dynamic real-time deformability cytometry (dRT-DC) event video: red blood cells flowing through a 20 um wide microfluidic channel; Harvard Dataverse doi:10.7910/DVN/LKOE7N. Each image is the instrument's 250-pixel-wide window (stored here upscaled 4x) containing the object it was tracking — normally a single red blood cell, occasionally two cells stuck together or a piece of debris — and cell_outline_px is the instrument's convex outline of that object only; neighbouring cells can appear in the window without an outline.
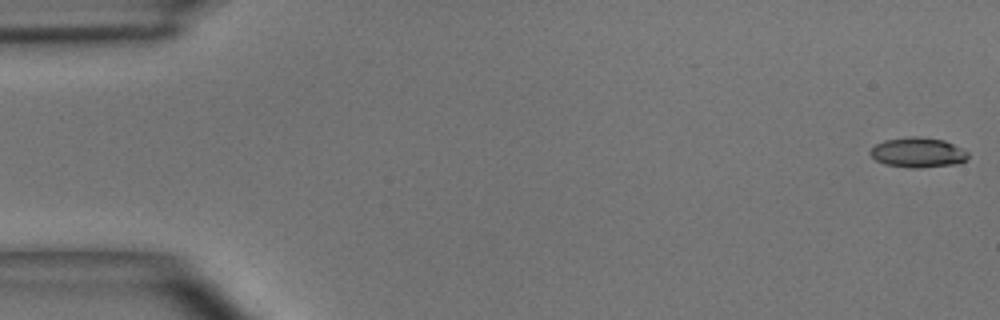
{"species": "common noctule bat (a hibernating species)", "species_latin": "Nyctalus noctula", "temperature_condition": "room temperature", "stored_images_in_passage": 50, "camera_frame_rate_fps": 3000, "um_per_image_px": 0.085, "animal": {"sex": "male", "body_mass_g": 15.6}, "frame": {"image": 1, "passage_image": 1, "time_ms": 0.0, "image_size_px": [1000, 320], "cell_outline_px": [[968, 160], [960, 164], [920, 168], [908, 168], [884, 164], [876, 160], [868, 152], [876, 144], [884, 140], [912, 136], [916, 136], [944, 140], [968, 152]], "centroid_in_image_um": [78.03, 12.98], "position_along_channel_um": 7.0, "area_um2": 17.22}}
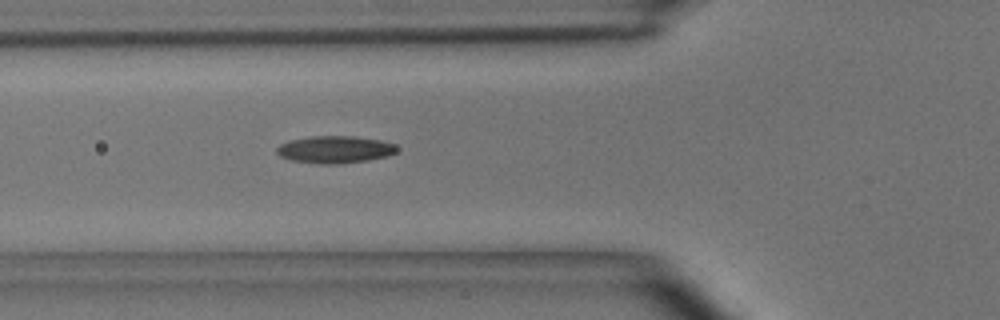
{"frame": {"image": 2, "passage_image": 18, "time_ms": 5.667, "image_size_px": [1000, 320], "cell_outline_px": [[396, 152], [388, 156], [368, 160], [340, 164], [320, 164], [292, 160], [280, 156], [276, 152], [276, 148], [280, 144], [288, 140], [312, 136], [352, 136], [380, 140], [396, 144]], "centroid_in_image_um": [28.45, 12.71], "position_along_channel_um": 97.3, "area_um2": 19.13}}
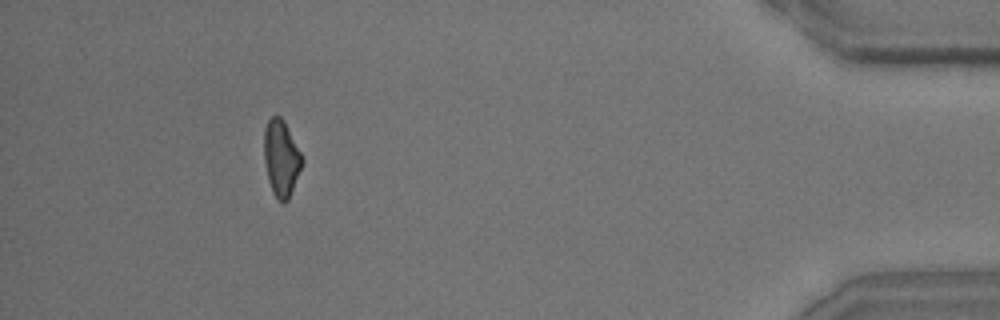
{"frame": {"image": 3, "passage_image": 46, "time_ms": 15.0, "image_size_px": [1000, 320], "cell_outline_px": [[304, 164], [288, 200], [284, 204], [272, 192], [268, 180], [264, 160], [264, 128], [268, 120], [272, 116], [280, 116], [284, 120], [304, 160]], "centroid_in_image_um": [23.91, 13.45], "position_along_channel_um": 411.3, "area_um2": 16.99}, "authors_computed_cell_mechanics": {"area_um2": 17.4267, "velocity_mm_per_s": 3.9961, "shape_relaxation_time_tau1_ms": 3.7814, "shape_relaxation_time_tau2_ms": 5.742, "deformation_change_tau1": 0.1309, "deformation_change_tau2": 0.1537}}